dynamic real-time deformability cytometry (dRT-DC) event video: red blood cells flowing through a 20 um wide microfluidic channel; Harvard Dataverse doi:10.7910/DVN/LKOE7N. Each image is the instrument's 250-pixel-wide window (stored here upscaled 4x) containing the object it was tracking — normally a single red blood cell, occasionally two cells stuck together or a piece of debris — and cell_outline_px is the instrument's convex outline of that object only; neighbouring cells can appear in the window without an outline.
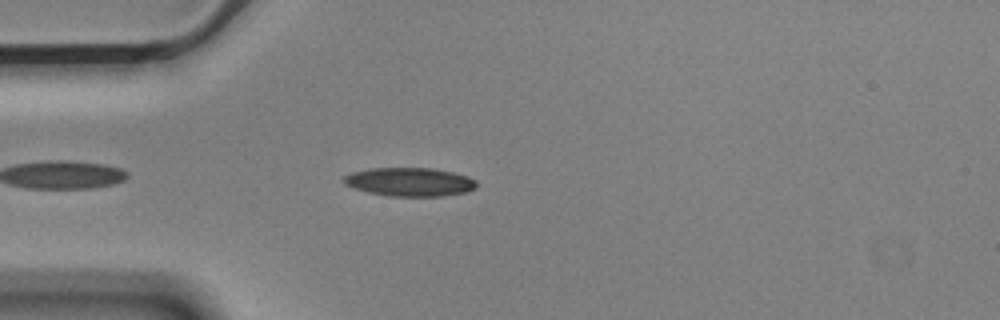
{"species": "Egyptian fruit bat (a non-hibernating species)", "species_latin": "Rousettus aegyptiacus", "temperature_condition": "cold", "stored_images_in_passage": 10, "camera_frame_rate_fps": 3000, "um_per_image_px": 0.085, "animal": {"sex": "male"}, "frame": {"image": 1, "passage_image": 5, "time_ms": 1.333, "image_size_px": [1000, 320], "cell_outline_px": [[476, 188], [468, 192], [444, 196], [388, 196], [368, 192], [344, 184], [344, 176], [352, 172], [372, 168], [432, 168], [452, 172], [468, 176], [476, 180]], "centroid_in_image_um": [34.86, 15.46], "position_along_channel_um": 50.1, "area_um2": 22.14}}
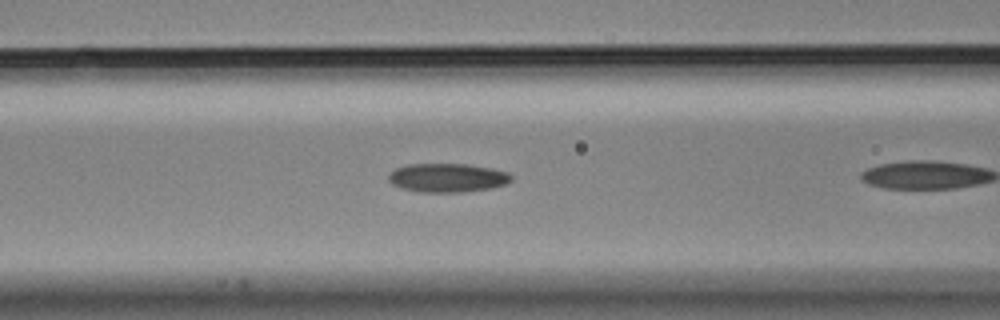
{"frame": {"image": 2, "passage_image": 9, "time_ms": 2.667, "image_size_px": [1000, 320], "cell_outline_px": [[512, 180], [508, 184], [492, 188], [464, 192], [420, 192], [404, 188], [392, 184], [388, 180], [388, 176], [396, 168], [408, 164], [464, 164], [488, 168], [508, 172], [512, 176]], "centroid_in_image_um": [38.06, 15.12], "position_along_channel_um": 128.5, "area_um2": 20.52}}